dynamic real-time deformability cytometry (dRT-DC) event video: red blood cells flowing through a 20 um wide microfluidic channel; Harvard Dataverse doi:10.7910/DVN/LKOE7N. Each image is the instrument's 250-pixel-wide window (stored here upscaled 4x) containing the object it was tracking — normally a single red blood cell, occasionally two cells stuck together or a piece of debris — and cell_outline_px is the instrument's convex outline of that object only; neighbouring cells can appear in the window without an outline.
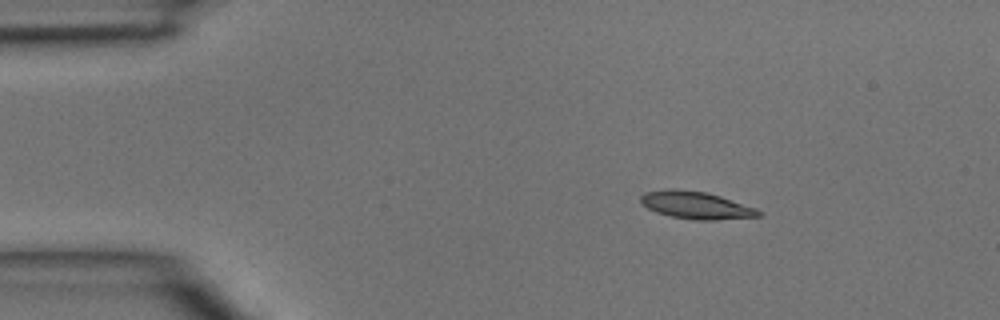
{"species": "common noctule bat (a hibernating species)", "species_latin": "Nyctalus noctula", "temperature_condition": "room temperature", "stored_images_in_passage": 4, "camera_frame_rate_fps": 3000, "um_per_image_px": 0.085, "animal": {"sex": "male", "body_mass_g": 15.6}, "frame": {"image": 1, "passage_image": 1, "time_ms": 0.0, "image_size_px": [1000, 320], "cell_outline_px": [[764, 212], [760, 216], [716, 220], [696, 220], [672, 216], [656, 212], [640, 204], [640, 196], [644, 192], [668, 188], [676, 188], [704, 192], [720, 196], [756, 208]], "centroid_in_image_um": [59.14, 17.43], "position_along_channel_um": 25.9, "area_um2": 18.9}}
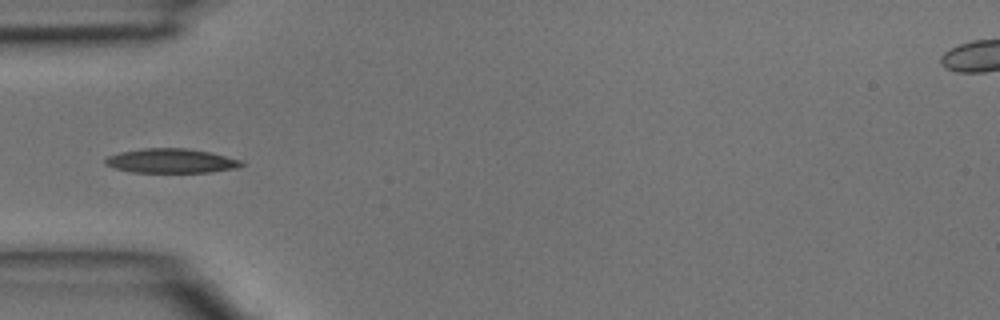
{"frame": {"image": 2, "passage_image": 3, "time_ms": 0.667, "image_size_px": [1000, 320], "cell_outline_px": [[244, 164], [236, 168], [208, 172], [132, 172], [116, 168], [104, 164], [104, 160], [108, 156], [120, 152], [144, 148], [184, 148], [208, 152], [244, 160]], "centroid_in_image_um": [14.55, 13.67], "position_along_channel_um": 70.5, "area_um2": 19.19}}
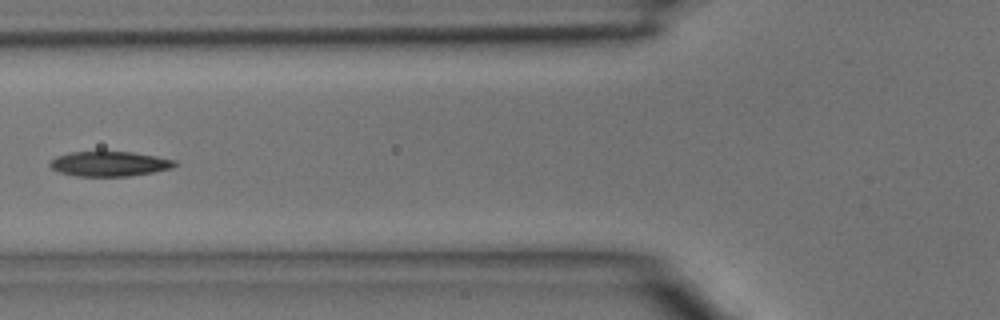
{"frame": {"image": 3, "passage_image": 4, "time_ms": 1.0, "image_size_px": [1000, 320], "cell_outline_px": [[180, 164], [172, 168], [152, 172], [128, 176], [76, 176], [60, 172], [52, 168], [48, 164], [56, 156], [68, 152], [132, 152], [156, 156], [176, 160]], "centroid_in_image_um": [9.33, 13.92], "position_along_channel_um": 116.5, "area_um2": 18.09}}